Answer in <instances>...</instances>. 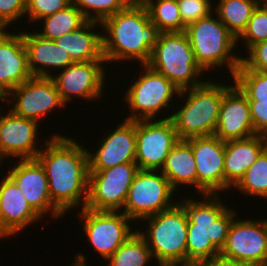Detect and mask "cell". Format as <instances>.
<instances>
[{
    "mask_svg": "<svg viewBox=\"0 0 267 266\" xmlns=\"http://www.w3.org/2000/svg\"><path fill=\"white\" fill-rule=\"evenodd\" d=\"M43 146L37 159L45 169L52 203L63 214L79 205L83 209L88 199V149L60 133Z\"/></svg>",
    "mask_w": 267,
    "mask_h": 266,
    "instance_id": "6da1fadb",
    "label": "cell"
},
{
    "mask_svg": "<svg viewBox=\"0 0 267 266\" xmlns=\"http://www.w3.org/2000/svg\"><path fill=\"white\" fill-rule=\"evenodd\" d=\"M101 26L106 33H102L106 63L118 60L148 63L160 32L140 0L132 1L124 10L105 18Z\"/></svg>",
    "mask_w": 267,
    "mask_h": 266,
    "instance_id": "7a4b0ae2",
    "label": "cell"
},
{
    "mask_svg": "<svg viewBox=\"0 0 267 266\" xmlns=\"http://www.w3.org/2000/svg\"><path fill=\"white\" fill-rule=\"evenodd\" d=\"M218 194H204V201L184 198L180 203L186 213L187 264L201 263L220 255L236 211L224 205ZM236 214V215H235Z\"/></svg>",
    "mask_w": 267,
    "mask_h": 266,
    "instance_id": "3957f363",
    "label": "cell"
},
{
    "mask_svg": "<svg viewBox=\"0 0 267 266\" xmlns=\"http://www.w3.org/2000/svg\"><path fill=\"white\" fill-rule=\"evenodd\" d=\"M230 87L208 79L199 86L179 92L178 98L188 94L184 105L165 119L173 121L180 140L214 135L222 97Z\"/></svg>",
    "mask_w": 267,
    "mask_h": 266,
    "instance_id": "277c9868",
    "label": "cell"
},
{
    "mask_svg": "<svg viewBox=\"0 0 267 266\" xmlns=\"http://www.w3.org/2000/svg\"><path fill=\"white\" fill-rule=\"evenodd\" d=\"M216 17V18H214ZM189 39L199 67L205 72L211 67L228 66L231 77L241 64V58L234 56L237 38L219 20L210 14L185 28L184 31Z\"/></svg>",
    "mask_w": 267,
    "mask_h": 266,
    "instance_id": "5b68a950",
    "label": "cell"
},
{
    "mask_svg": "<svg viewBox=\"0 0 267 266\" xmlns=\"http://www.w3.org/2000/svg\"><path fill=\"white\" fill-rule=\"evenodd\" d=\"M147 65L180 91L201 85L203 74L185 32L160 33Z\"/></svg>",
    "mask_w": 267,
    "mask_h": 266,
    "instance_id": "8992f818",
    "label": "cell"
},
{
    "mask_svg": "<svg viewBox=\"0 0 267 266\" xmlns=\"http://www.w3.org/2000/svg\"><path fill=\"white\" fill-rule=\"evenodd\" d=\"M146 232L138 231L159 264H187V226L185 211L179 203L146 217ZM146 233V234H145Z\"/></svg>",
    "mask_w": 267,
    "mask_h": 266,
    "instance_id": "52a82bcc",
    "label": "cell"
},
{
    "mask_svg": "<svg viewBox=\"0 0 267 266\" xmlns=\"http://www.w3.org/2000/svg\"><path fill=\"white\" fill-rule=\"evenodd\" d=\"M141 67L144 69L143 74L141 73L125 93V102L131 112L126 120L155 119L162 109L170 106L171 100L180 92L163 74L151 69L147 64Z\"/></svg>",
    "mask_w": 267,
    "mask_h": 266,
    "instance_id": "ba28073f",
    "label": "cell"
},
{
    "mask_svg": "<svg viewBox=\"0 0 267 266\" xmlns=\"http://www.w3.org/2000/svg\"><path fill=\"white\" fill-rule=\"evenodd\" d=\"M159 173V174H158ZM175 190L160 170H139L129 188L123 206L131 220H143L172 207L171 197Z\"/></svg>",
    "mask_w": 267,
    "mask_h": 266,
    "instance_id": "9c48e42d",
    "label": "cell"
},
{
    "mask_svg": "<svg viewBox=\"0 0 267 266\" xmlns=\"http://www.w3.org/2000/svg\"><path fill=\"white\" fill-rule=\"evenodd\" d=\"M139 170L136 162H130L105 170L89 171L88 199L85 208L121 211L132 181Z\"/></svg>",
    "mask_w": 267,
    "mask_h": 266,
    "instance_id": "30bf717a",
    "label": "cell"
},
{
    "mask_svg": "<svg viewBox=\"0 0 267 266\" xmlns=\"http://www.w3.org/2000/svg\"><path fill=\"white\" fill-rule=\"evenodd\" d=\"M79 217L84 222L85 235L91 245L107 260L135 231L125 213L109 210L81 209ZM129 223V224H128Z\"/></svg>",
    "mask_w": 267,
    "mask_h": 266,
    "instance_id": "8fae6325",
    "label": "cell"
},
{
    "mask_svg": "<svg viewBox=\"0 0 267 266\" xmlns=\"http://www.w3.org/2000/svg\"><path fill=\"white\" fill-rule=\"evenodd\" d=\"M171 119L136 120L135 160L140 170H161L179 142Z\"/></svg>",
    "mask_w": 267,
    "mask_h": 266,
    "instance_id": "7c38bea8",
    "label": "cell"
},
{
    "mask_svg": "<svg viewBox=\"0 0 267 266\" xmlns=\"http://www.w3.org/2000/svg\"><path fill=\"white\" fill-rule=\"evenodd\" d=\"M235 219L220 255L252 266H267V219Z\"/></svg>",
    "mask_w": 267,
    "mask_h": 266,
    "instance_id": "4fadbf2b",
    "label": "cell"
},
{
    "mask_svg": "<svg viewBox=\"0 0 267 266\" xmlns=\"http://www.w3.org/2000/svg\"><path fill=\"white\" fill-rule=\"evenodd\" d=\"M9 98L10 104H14L10 109L15 115L37 122L57 107L66 106L51 77L32 76L11 90Z\"/></svg>",
    "mask_w": 267,
    "mask_h": 266,
    "instance_id": "5bb4252c",
    "label": "cell"
},
{
    "mask_svg": "<svg viewBox=\"0 0 267 266\" xmlns=\"http://www.w3.org/2000/svg\"><path fill=\"white\" fill-rule=\"evenodd\" d=\"M105 60L73 62L55 76H51L62 101L66 104L73 96L84 100H96L103 94ZM104 63V67H102Z\"/></svg>",
    "mask_w": 267,
    "mask_h": 266,
    "instance_id": "9a60e30c",
    "label": "cell"
},
{
    "mask_svg": "<svg viewBox=\"0 0 267 266\" xmlns=\"http://www.w3.org/2000/svg\"><path fill=\"white\" fill-rule=\"evenodd\" d=\"M192 146L197 170V189L201 194L224 191L225 142L215 135L186 139Z\"/></svg>",
    "mask_w": 267,
    "mask_h": 266,
    "instance_id": "2e32d148",
    "label": "cell"
},
{
    "mask_svg": "<svg viewBox=\"0 0 267 266\" xmlns=\"http://www.w3.org/2000/svg\"><path fill=\"white\" fill-rule=\"evenodd\" d=\"M8 176L22 191L31 208L40 216L50 212L51 217H63V213L52 203L46 172L37 158L20 159L12 164Z\"/></svg>",
    "mask_w": 267,
    "mask_h": 266,
    "instance_id": "e0dca14e",
    "label": "cell"
},
{
    "mask_svg": "<svg viewBox=\"0 0 267 266\" xmlns=\"http://www.w3.org/2000/svg\"><path fill=\"white\" fill-rule=\"evenodd\" d=\"M101 146L88 150L89 171H100L120 164L136 162V121L124 120L115 131L102 138Z\"/></svg>",
    "mask_w": 267,
    "mask_h": 266,
    "instance_id": "ac0fdd59",
    "label": "cell"
},
{
    "mask_svg": "<svg viewBox=\"0 0 267 266\" xmlns=\"http://www.w3.org/2000/svg\"><path fill=\"white\" fill-rule=\"evenodd\" d=\"M8 111L0 115V153L6 159L37 158L41 151L36 147L39 123Z\"/></svg>",
    "mask_w": 267,
    "mask_h": 266,
    "instance_id": "d6986e66",
    "label": "cell"
},
{
    "mask_svg": "<svg viewBox=\"0 0 267 266\" xmlns=\"http://www.w3.org/2000/svg\"><path fill=\"white\" fill-rule=\"evenodd\" d=\"M214 135L224 142L255 135L248 99L235 84L223 94Z\"/></svg>",
    "mask_w": 267,
    "mask_h": 266,
    "instance_id": "ffe728a7",
    "label": "cell"
},
{
    "mask_svg": "<svg viewBox=\"0 0 267 266\" xmlns=\"http://www.w3.org/2000/svg\"><path fill=\"white\" fill-rule=\"evenodd\" d=\"M3 177L0 180V239L20 233L41 218L15 182L6 174Z\"/></svg>",
    "mask_w": 267,
    "mask_h": 266,
    "instance_id": "44dd1931",
    "label": "cell"
},
{
    "mask_svg": "<svg viewBox=\"0 0 267 266\" xmlns=\"http://www.w3.org/2000/svg\"><path fill=\"white\" fill-rule=\"evenodd\" d=\"M31 77L22 32L5 31L0 35V84L10 92Z\"/></svg>",
    "mask_w": 267,
    "mask_h": 266,
    "instance_id": "7402d4cb",
    "label": "cell"
},
{
    "mask_svg": "<svg viewBox=\"0 0 267 266\" xmlns=\"http://www.w3.org/2000/svg\"><path fill=\"white\" fill-rule=\"evenodd\" d=\"M22 35L32 76L51 77L52 69L61 68V71L73 63L68 53L64 52L54 40L44 38L37 32H22Z\"/></svg>",
    "mask_w": 267,
    "mask_h": 266,
    "instance_id": "603a6c76",
    "label": "cell"
},
{
    "mask_svg": "<svg viewBox=\"0 0 267 266\" xmlns=\"http://www.w3.org/2000/svg\"><path fill=\"white\" fill-rule=\"evenodd\" d=\"M267 148V137L253 135L225 142L224 190H229L244 176L247 169Z\"/></svg>",
    "mask_w": 267,
    "mask_h": 266,
    "instance_id": "cb8c5ba5",
    "label": "cell"
},
{
    "mask_svg": "<svg viewBox=\"0 0 267 266\" xmlns=\"http://www.w3.org/2000/svg\"><path fill=\"white\" fill-rule=\"evenodd\" d=\"M101 25L97 21H87L78 30L67 33L54 40L64 52L68 53L73 62H89L105 60L102 50V34L96 33L95 25Z\"/></svg>",
    "mask_w": 267,
    "mask_h": 266,
    "instance_id": "d4e9b609",
    "label": "cell"
},
{
    "mask_svg": "<svg viewBox=\"0 0 267 266\" xmlns=\"http://www.w3.org/2000/svg\"><path fill=\"white\" fill-rule=\"evenodd\" d=\"M176 191L179 185H193L197 188V170L192 146L186 140L171 149L164 166L160 170Z\"/></svg>",
    "mask_w": 267,
    "mask_h": 266,
    "instance_id": "484cf974",
    "label": "cell"
},
{
    "mask_svg": "<svg viewBox=\"0 0 267 266\" xmlns=\"http://www.w3.org/2000/svg\"><path fill=\"white\" fill-rule=\"evenodd\" d=\"M261 0H220L213 11L228 30L238 38L245 30Z\"/></svg>",
    "mask_w": 267,
    "mask_h": 266,
    "instance_id": "4316f807",
    "label": "cell"
},
{
    "mask_svg": "<svg viewBox=\"0 0 267 266\" xmlns=\"http://www.w3.org/2000/svg\"><path fill=\"white\" fill-rule=\"evenodd\" d=\"M41 20L44 22V27L38 34L50 40H56L67 33L78 30L88 21L72 3Z\"/></svg>",
    "mask_w": 267,
    "mask_h": 266,
    "instance_id": "83f0119b",
    "label": "cell"
},
{
    "mask_svg": "<svg viewBox=\"0 0 267 266\" xmlns=\"http://www.w3.org/2000/svg\"><path fill=\"white\" fill-rule=\"evenodd\" d=\"M160 33L183 32L177 0H140Z\"/></svg>",
    "mask_w": 267,
    "mask_h": 266,
    "instance_id": "f1b7e54d",
    "label": "cell"
},
{
    "mask_svg": "<svg viewBox=\"0 0 267 266\" xmlns=\"http://www.w3.org/2000/svg\"><path fill=\"white\" fill-rule=\"evenodd\" d=\"M151 259L150 248L136 230L106 261L107 266H145Z\"/></svg>",
    "mask_w": 267,
    "mask_h": 266,
    "instance_id": "f546056e",
    "label": "cell"
},
{
    "mask_svg": "<svg viewBox=\"0 0 267 266\" xmlns=\"http://www.w3.org/2000/svg\"><path fill=\"white\" fill-rule=\"evenodd\" d=\"M242 194L267 199V148L247 169L244 176L234 186Z\"/></svg>",
    "mask_w": 267,
    "mask_h": 266,
    "instance_id": "4dcf8cb0",
    "label": "cell"
},
{
    "mask_svg": "<svg viewBox=\"0 0 267 266\" xmlns=\"http://www.w3.org/2000/svg\"><path fill=\"white\" fill-rule=\"evenodd\" d=\"M233 80L248 101H267V72L248 69L241 62Z\"/></svg>",
    "mask_w": 267,
    "mask_h": 266,
    "instance_id": "1f68e13d",
    "label": "cell"
},
{
    "mask_svg": "<svg viewBox=\"0 0 267 266\" xmlns=\"http://www.w3.org/2000/svg\"><path fill=\"white\" fill-rule=\"evenodd\" d=\"M132 1L134 0H71V3L88 21L101 23L105 18L124 10Z\"/></svg>",
    "mask_w": 267,
    "mask_h": 266,
    "instance_id": "d6a6232c",
    "label": "cell"
},
{
    "mask_svg": "<svg viewBox=\"0 0 267 266\" xmlns=\"http://www.w3.org/2000/svg\"><path fill=\"white\" fill-rule=\"evenodd\" d=\"M242 37L246 45V50H249L259 42L267 40V5L260 3L257 6L245 30L237 38V42Z\"/></svg>",
    "mask_w": 267,
    "mask_h": 266,
    "instance_id": "836d02e7",
    "label": "cell"
},
{
    "mask_svg": "<svg viewBox=\"0 0 267 266\" xmlns=\"http://www.w3.org/2000/svg\"><path fill=\"white\" fill-rule=\"evenodd\" d=\"M180 16L183 22V32L190 24L208 17L213 7L205 0H177Z\"/></svg>",
    "mask_w": 267,
    "mask_h": 266,
    "instance_id": "e575fe53",
    "label": "cell"
},
{
    "mask_svg": "<svg viewBox=\"0 0 267 266\" xmlns=\"http://www.w3.org/2000/svg\"><path fill=\"white\" fill-rule=\"evenodd\" d=\"M71 4V0H26L28 21L38 22Z\"/></svg>",
    "mask_w": 267,
    "mask_h": 266,
    "instance_id": "d590c367",
    "label": "cell"
},
{
    "mask_svg": "<svg viewBox=\"0 0 267 266\" xmlns=\"http://www.w3.org/2000/svg\"><path fill=\"white\" fill-rule=\"evenodd\" d=\"M247 53L249 56L242 57L241 62L248 69L267 72V40L253 45Z\"/></svg>",
    "mask_w": 267,
    "mask_h": 266,
    "instance_id": "8d00e7d4",
    "label": "cell"
},
{
    "mask_svg": "<svg viewBox=\"0 0 267 266\" xmlns=\"http://www.w3.org/2000/svg\"><path fill=\"white\" fill-rule=\"evenodd\" d=\"M26 15V0H0V22L7 28L13 21Z\"/></svg>",
    "mask_w": 267,
    "mask_h": 266,
    "instance_id": "74e56055",
    "label": "cell"
},
{
    "mask_svg": "<svg viewBox=\"0 0 267 266\" xmlns=\"http://www.w3.org/2000/svg\"><path fill=\"white\" fill-rule=\"evenodd\" d=\"M255 134L267 137V101H248Z\"/></svg>",
    "mask_w": 267,
    "mask_h": 266,
    "instance_id": "f35d334b",
    "label": "cell"
},
{
    "mask_svg": "<svg viewBox=\"0 0 267 266\" xmlns=\"http://www.w3.org/2000/svg\"><path fill=\"white\" fill-rule=\"evenodd\" d=\"M199 266H252L243 262L225 258L217 255L210 260L201 263Z\"/></svg>",
    "mask_w": 267,
    "mask_h": 266,
    "instance_id": "ab89813d",
    "label": "cell"
},
{
    "mask_svg": "<svg viewBox=\"0 0 267 266\" xmlns=\"http://www.w3.org/2000/svg\"><path fill=\"white\" fill-rule=\"evenodd\" d=\"M75 261L73 262L74 264L72 266H87L86 264V259L83 253H79L76 255Z\"/></svg>",
    "mask_w": 267,
    "mask_h": 266,
    "instance_id": "60d3db41",
    "label": "cell"
},
{
    "mask_svg": "<svg viewBox=\"0 0 267 266\" xmlns=\"http://www.w3.org/2000/svg\"><path fill=\"white\" fill-rule=\"evenodd\" d=\"M0 101L7 103L9 102V92L1 84H0Z\"/></svg>",
    "mask_w": 267,
    "mask_h": 266,
    "instance_id": "b9f144b4",
    "label": "cell"
},
{
    "mask_svg": "<svg viewBox=\"0 0 267 266\" xmlns=\"http://www.w3.org/2000/svg\"><path fill=\"white\" fill-rule=\"evenodd\" d=\"M159 266H197L194 264H159Z\"/></svg>",
    "mask_w": 267,
    "mask_h": 266,
    "instance_id": "7bdbcfd3",
    "label": "cell"
},
{
    "mask_svg": "<svg viewBox=\"0 0 267 266\" xmlns=\"http://www.w3.org/2000/svg\"><path fill=\"white\" fill-rule=\"evenodd\" d=\"M6 28L0 22V35H2L6 30Z\"/></svg>",
    "mask_w": 267,
    "mask_h": 266,
    "instance_id": "ee69618b",
    "label": "cell"
},
{
    "mask_svg": "<svg viewBox=\"0 0 267 266\" xmlns=\"http://www.w3.org/2000/svg\"><path fill=\"white\" fill-rule=\"evenodd\" d=\"M3 155L0 153V166H1V163H2V161H3ZM2 160V161H1Z\"/></svg>",
    "mask_w": 267,
    "mask_h": 266,
    "instance_id": "f6af8a7d",
    "label": "cell"
},
{
    "mask_svg": "<svg viewBox=\"0 0 267 266\" xmlns=\"http://www.w3.org/2000/svg\"><path fill=\"white\" fill-rule=\"evenodd\" d=\"M261 3L267 5V0H261Z\"/></svg>",
    "mask_w": 267,
    "mask_h": 266,
    "instance_id": "bcb514c9",
    "label": "cell"
},
{
    "mask_svg": "<svg viewBox=\"0 0 267 266\" xmlns=\"http://www.w3.org/2000/svg\"><path fill=\"white\" fill-rule=\"evenodd\" d=\"M206 2H208L212 7H214L213 5H212V1L211 0H205Z\"/></svg>",
    "mask_w": 267,
    "mask_h": 266,
    "instance_id": "7dc6e473",
    "label": "cell"
}]
</instances>
